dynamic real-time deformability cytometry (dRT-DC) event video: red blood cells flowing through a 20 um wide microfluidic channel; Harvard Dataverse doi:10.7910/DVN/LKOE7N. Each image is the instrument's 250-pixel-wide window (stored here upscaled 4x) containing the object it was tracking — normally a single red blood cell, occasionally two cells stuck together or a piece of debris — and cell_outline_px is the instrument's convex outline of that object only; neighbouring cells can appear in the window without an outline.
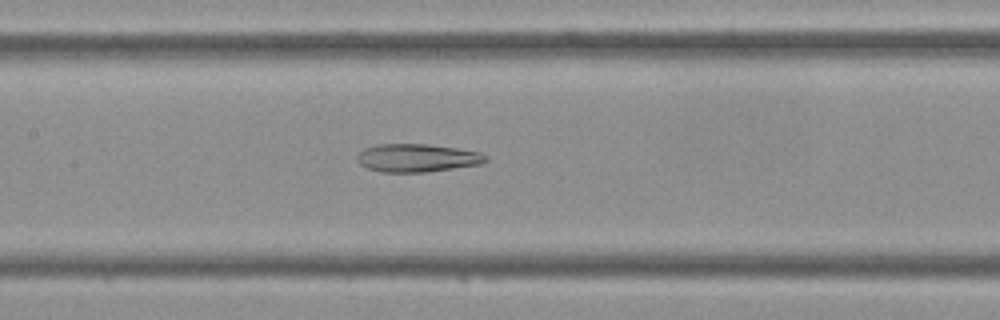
{"species": "Egyptian fruit bat (a non-hibernating species)", "species_latin": "Rousettus aegyptiacus", "temperature_condition": "cold", "stored_images_in_passage": 45, "camera_frame_rate_fps": 3000, "um_per_image_px": 0.085, "frame": {"image": 1, "passage_image": 21, "time_ms": 6.667, "image_size_px": [1000, 320], "cell_outline_px": [[488, 160], [480, 164], [424, 172], [380, 172], [368, 168], [360, 164], [356, 160], [356, 156], [364, 148], [376, 144], [428, 144], [456, 148], [480, 152]], "centroid_in_image_um": [35.4, 13.42], "position_along_channel_um": 172.0, "area_um2": 20.92}}
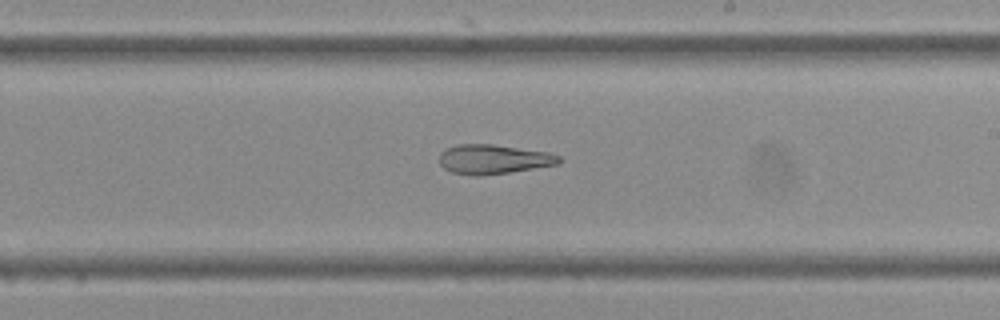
{"frame": {"image": 2, "passage_image": 26, "time_ms": 8.333, "image_size_px": [1000, 320], "cell_outline_px": [[560, 164], [508, 172], [480, 176], [472, 176], [452, 172], [444, 168], [440, 164], [440, 152], [444, 148], [456, 144], [492, 144], [548, 152], [560, 156]], "centroid_in_image_um": [41.91, 13.53], "position_along_channel_um": 247.1, "area_um2": 20.58}}
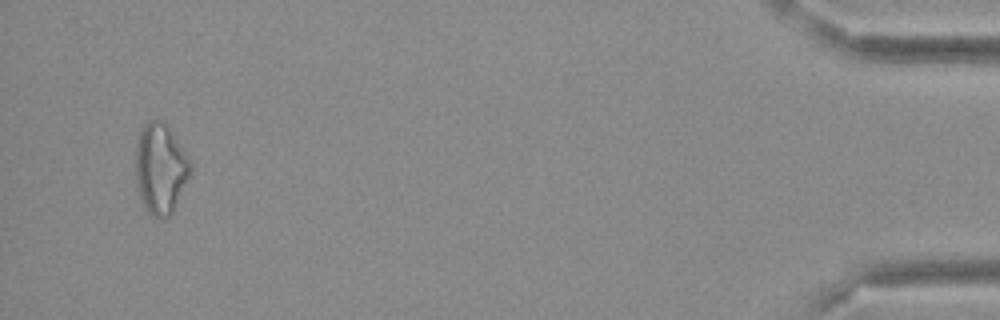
{"frame": {"image": 3, "passage_image": 43, "time_ms": 14.0, "image_size_px": [1000, 320], "cell_outline_px": [[192, 172], [172, 212], [168, 216], [152, 216], [144, 208], [140, 200], [136, 180], [136, 144], [140, 128], [148, 120], [164, 120], [192, 160]], "centroid_in_image_um": [13.65, 14.28], "position_along_channel_um": 421.5, "area_um2": 29.25}}